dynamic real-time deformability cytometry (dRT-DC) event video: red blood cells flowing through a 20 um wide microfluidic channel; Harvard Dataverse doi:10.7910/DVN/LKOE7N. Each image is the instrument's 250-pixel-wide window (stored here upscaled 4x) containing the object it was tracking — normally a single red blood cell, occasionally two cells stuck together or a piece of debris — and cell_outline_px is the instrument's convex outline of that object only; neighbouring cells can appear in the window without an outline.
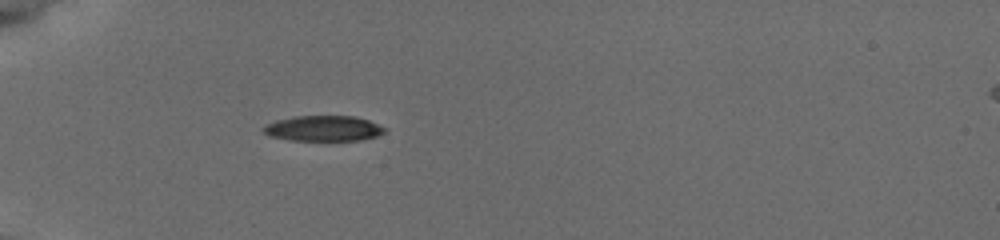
{"species": "common noctule bat (a hibernating species)", "species_latin": "Nyctalus noctula", "temperature_condition": "cold", "stored_images_in_passage": 14, "camera_frame_rate_fps": 3000, "um_per_image_px": 0.085, "animal": {"sex": "female", "body_mass_g": 19.5, "forearm_length_mm": 54.1}, "frame": {"image": 1, "passage_image": 10, "time_ms": 5.667, "image_size_px": [1000, 240], "cell_outline_px": [[388, 132], [376, 136], [360, 140], [292, 140], [268, 136], [260, 128], [276, 120], [292, 116], [352, 116], [368, 120], [388, 128]], "centroid_in_image_um": [27.51, 10.91], "position_along_channel_um": 57.5, "area_um2": 18.09}}
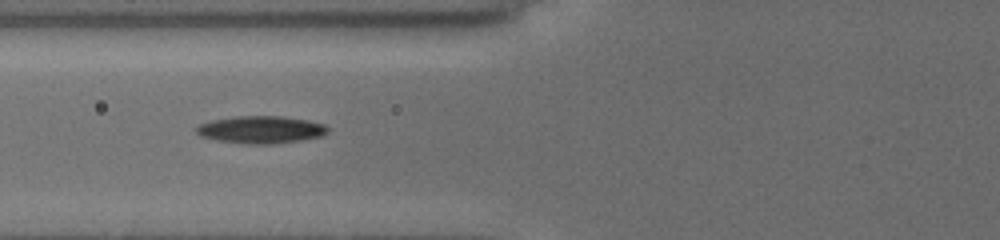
{"frame": {"image": 2, "passage_image": 12, "time_ms": 7.333, "image_size_px": [1000, 240], "cell_outline_px": [[328, 132], [320, 136], [300, 140], [268, 144], [256, 144], [220, 140], [200, 136], [196, 132], [196, 128], [200, 124], [212, 120], [236, 116], [284, 116], [308, 120], [324, 124], [328, 128]], "centroid_in_image_um": [22.19, 11.0], "position_along_channel_um": 103.6, "area_um2": 20.63}}
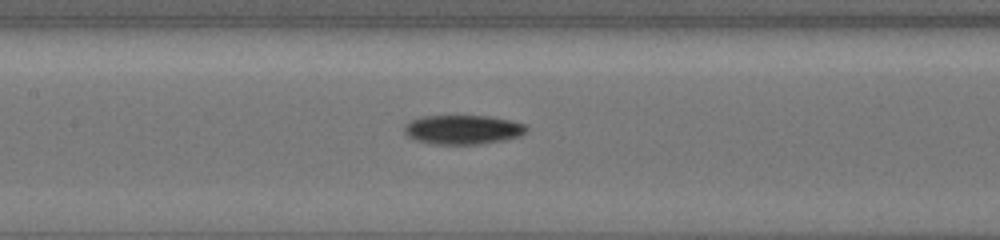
{"frame": {"image": 3, "passage_image": 14, "time_ms": 9.0, "image_size_px": [1000, 240], "cell_outline_px": [[528, 128], [520, 136], [504, 140], [480, 144], [432, 144], [412, 140], [404, 132], [404, 124], [412, 120], [424, 116], [488, 116], [508, 120], [524, 124]], "centroid_in_image_um": [39.3, 11.03], "position_along_channel_um": 168.1, "area_um2": 20.81}}